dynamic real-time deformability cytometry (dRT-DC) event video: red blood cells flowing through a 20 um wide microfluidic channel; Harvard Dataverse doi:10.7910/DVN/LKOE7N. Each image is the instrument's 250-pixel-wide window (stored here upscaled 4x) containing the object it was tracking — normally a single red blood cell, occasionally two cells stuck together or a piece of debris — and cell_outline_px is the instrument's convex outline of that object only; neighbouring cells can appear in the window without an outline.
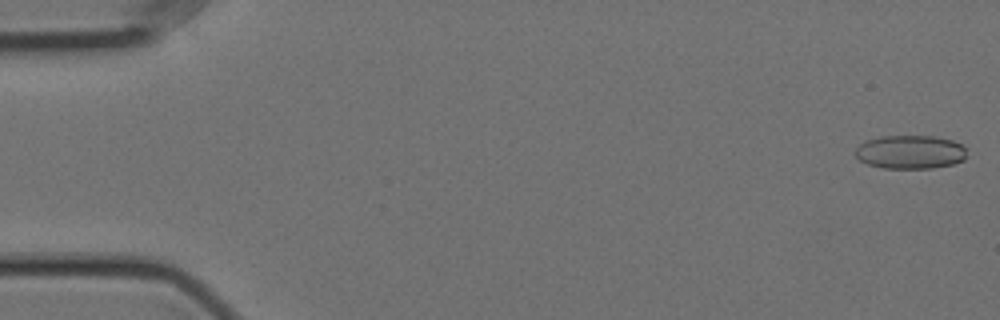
{"species": "Egyptian fruit bat (a non-hibernating species)", "species_latin": "Rousettus aegyptiacus", "temperature_condition": "cold", "stored_images_in_passage": 57, "camera_frame_rate_fps": 3000, "um_per_image_px": 0.085, "animal": {"sex": "female"}, "frame": {"image": 1, "passage_image": 1, "time_ms": 0.0, "image_size_px": [1000, 320], "cell_outline_px": [[968, 148], [964, 160], [952, 164], [932, 168], [884, 168], [868, 164], [860, 160], [852, 152], [864, 140], [880, 136], [936, 136], [952, 140]], "centroid_in_image_um": [77.36, 12.91], "position_along_channel_um": 7.6, "area_um2": 22.08}}
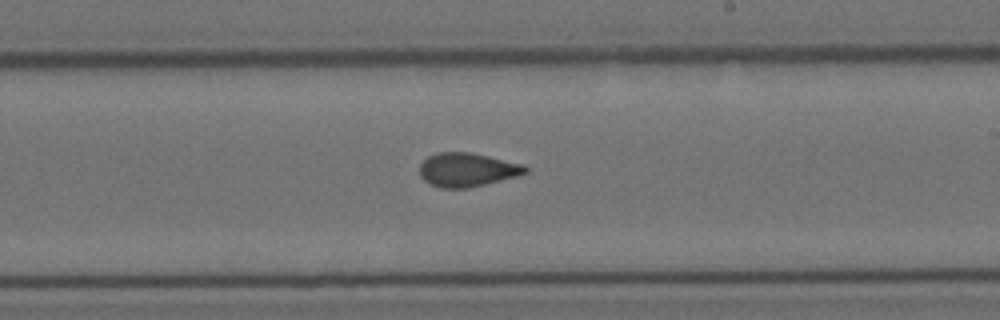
{"frame": {"image": 2, "passage_image": 33, "time_ms": 10.667, "image_size_px": [1000, 320], "cell_outline_px": [[528, 172], [516, 176], [468, 188], [440, 188], [428, 184], [420, 176], [420, 164], [428, 156], [436, 152], [472, 152], [524, 164], [528, 168]], "centroid_in_image_um": [39.69, 14.42], "position_along_channel_um": 249.3, "area_um2": 20.92}}
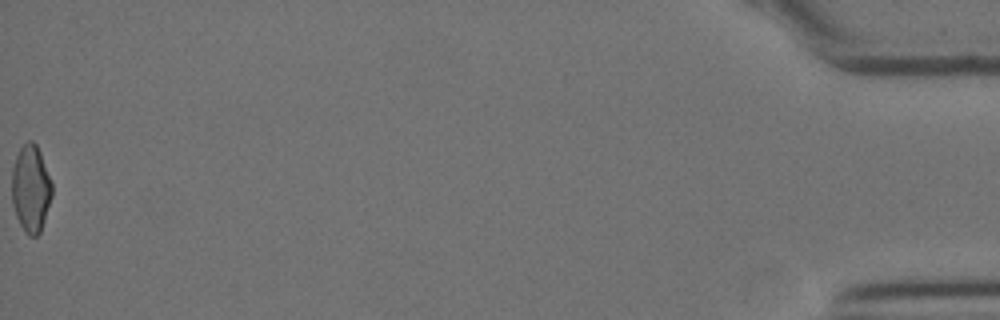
{"frame": {"image": 3, "passage_image": 57, "time_ms": 18.667, "image_size_px": [1000, 320], "cell_outline_px": [[52, 196], [40, 232], [36, 236], [28, 236], [20, 224], [16, 216], [12, 204], [12, 168], [16, 156], [20, 148], [28, 140], [32, 140], [36, 144], [40, 152], [52, 184]], "centroid_in_image_um": [2.61, 16.03], "position_along_channel_um": 432.6, "area_um2": 20.29}, "authors_computed_cell_mechanics": {"area_um2": 21.2126, "velocity_mm_per_s": 3.5523, "shape_relaxation_time_tau1_ms": null, "shape_relaxation_time_tau2_ms": 2.0136, "deformation_change_tau1": null, "deformation_change_tau2": 0.0641}}